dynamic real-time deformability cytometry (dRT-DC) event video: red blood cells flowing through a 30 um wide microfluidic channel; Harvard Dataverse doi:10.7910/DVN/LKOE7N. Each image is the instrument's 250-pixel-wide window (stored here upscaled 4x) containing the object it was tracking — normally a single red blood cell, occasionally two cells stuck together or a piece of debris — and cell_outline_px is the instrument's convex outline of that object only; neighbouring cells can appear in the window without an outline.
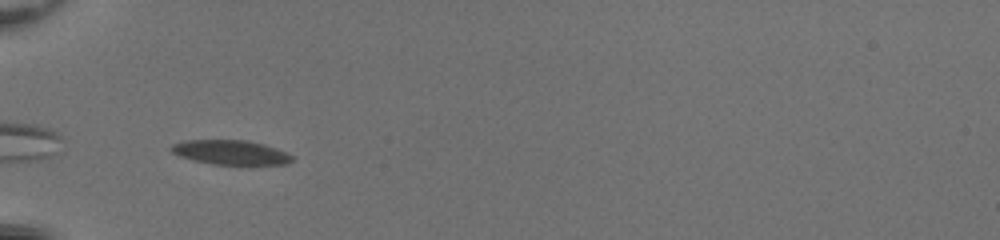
{"species": "common noctule bat (a hibernating species)", "species_latin": "Nyctalus noctula", "temperature_condition": "room temperature", "stored_images_in_passage": 35, "camera_frame_rate_fps": 3000, "um_per_image_px": 0.085, "animal": {"sex": "female", "body_mass_g": 20.0, "forearm_length_mm": 54.0}, "frame": {"image": 1, "passage_image": 1, "time_ms": 0.0, "image_size_px": [1000, 240], "cell_outline_px": [[292, 160], [284, 164], [216, 164], [196, 160], [180, 156], [172, 152], [168, 148], [172, 144], [188, 140], [244, 140], [260, 144], [284, 152], [292, 156]], "centroid_in_image_um": [19.53, 12.94], "position_along_channel_um": 65.5, "area_um2": 16.59}}
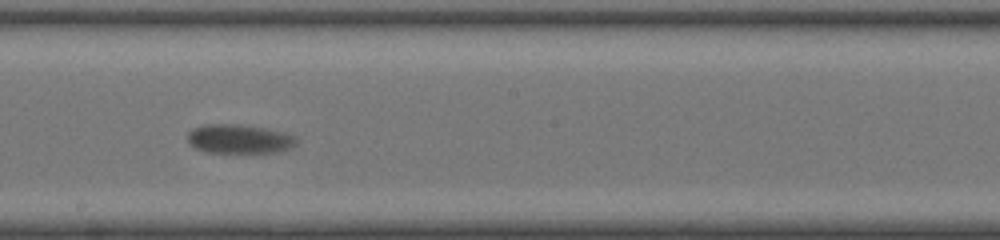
{"frame": {"image": 2, "passage_image": 14, "time_ms": 4.333, "image_size_px": [1000, 240], "cell_outline_px": [[296, 140], [288, 148], [276, 152], [208, 152], [196, 148], [188, 140], [188, 132], [192, 128], [204, 124], [232, 124], [264, 128], [292, 136]], "centroid_in_image_um": [20.23, 11.8], "position_along_channel_um": 228.0, "area_um2": 17.74}}
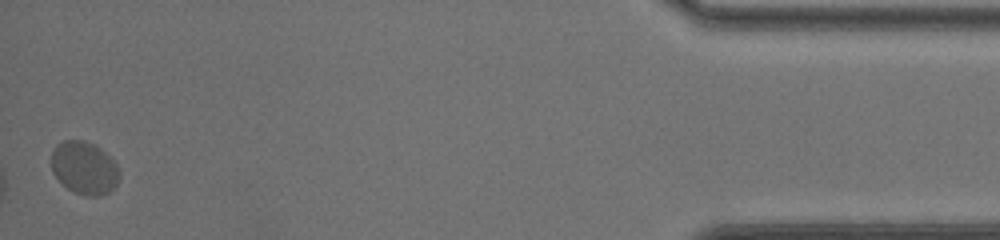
{"frame": {"image": 3, "passage_image": 35, "time_ms": 11.333, "image_size_px": [1000, 240], "cell_outline_px": [[120, 176], [116, 184], [108, 192], [100, 196], [88, 196], [76, 192], [68, 188], [52, 172], [52, 152], [56, 144], [64, 140], [80, 140], [92, 144], [100, 148], [116, 164], [120, 172]], "centroid_in_image_um": [7.16, 14.27], "position_along_channel_um": 428.0, "area_um2": 20.58}, "authors_computed_cell_mechanics": {"area_um2": 17.9758, "velocity_mm_per_s": 3.9235, "shape_relaxation_time_tau1_ms": 5.9057, "shape_relaxation_time_tau2_ms": null, "deformation_change_tau1": 0.1506, "deformation_change_tau2": null}}